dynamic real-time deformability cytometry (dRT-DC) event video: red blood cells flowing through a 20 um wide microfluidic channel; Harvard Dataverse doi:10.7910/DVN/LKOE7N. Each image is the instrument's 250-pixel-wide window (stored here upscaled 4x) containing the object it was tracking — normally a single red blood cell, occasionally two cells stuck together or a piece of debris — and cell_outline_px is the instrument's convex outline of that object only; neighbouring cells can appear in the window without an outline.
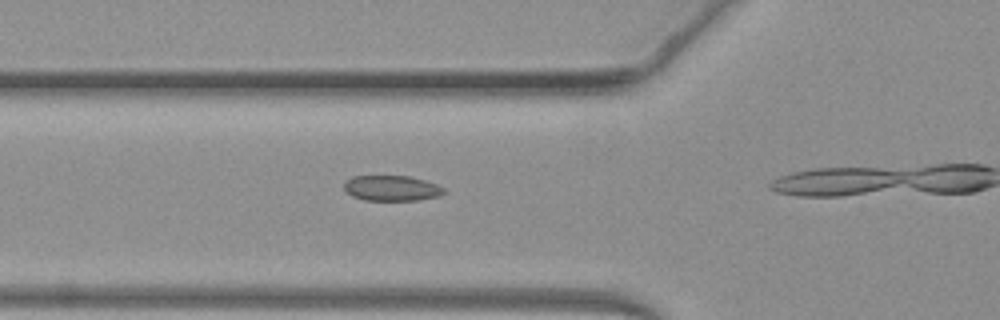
{"species": "common noctule bat (a hibernating species)", "species_latin": "Nyctalus noctula", "temperature_condition": "warm", "stored_images_in_passage": 6, "segment_of_instrument_passage": [1, 2], "camera_frame_rate_fps": 3000, "um_per_image_px": 0.085, "animal": {"sex": "female", "body_mass_g": 19.3, "forearm_length_mm": 54.1}, "frame": {"image": 1, "passage_image": 3, "time_ms": 0.667, "image_size_px": [1000, 320], "cell_outline_px": [[436, 192], [428, 196], [404, 200], [376, 200], [360, 196], [352, 192], [348, 188], [352, 180], [364, 176], [400, 176], [416, 180]], "centroid_in_image_um": [33.08, 15.99], "position_along_channel_um": 92.7, "area_um2": 11.62}}